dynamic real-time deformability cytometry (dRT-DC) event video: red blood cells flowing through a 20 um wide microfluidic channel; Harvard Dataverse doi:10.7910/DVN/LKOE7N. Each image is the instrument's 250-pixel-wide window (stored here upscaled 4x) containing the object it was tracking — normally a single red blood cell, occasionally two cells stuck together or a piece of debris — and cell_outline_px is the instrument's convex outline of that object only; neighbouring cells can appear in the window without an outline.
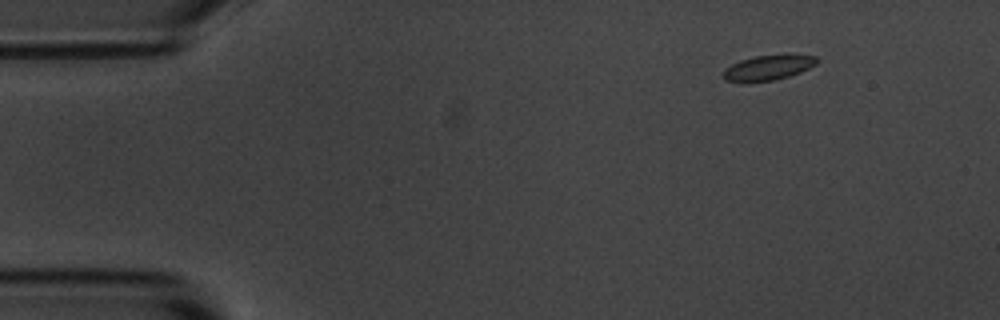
{"species": "common noctule bat (a hibernating species)", "species_latin": "Nyctalus noctula", "temperature_condition": "room temperature", "stored_images_in_passage": 5, "camera_frame_rate_fps": 3000, "um_per_image_px": 0.085, "animal": {"sex": "male", "body_mass_g": 20.1, "forearm_length_mm": 53.5}, "frame": {"image": 1, "passage_image": 3, "time_ms": 2.0, "image_size_px": [1000, 320], "cell_outline_px": [[816, 64], [800, 72], [776, 80], [724, 80], [724, 68], [740, 60], [756, 56], [788, 52], [816, 56]], "centroid_in_image_um": [65.37, 5.68], "position_along_channel_um": 19.6, "area_um2": 13.58}}